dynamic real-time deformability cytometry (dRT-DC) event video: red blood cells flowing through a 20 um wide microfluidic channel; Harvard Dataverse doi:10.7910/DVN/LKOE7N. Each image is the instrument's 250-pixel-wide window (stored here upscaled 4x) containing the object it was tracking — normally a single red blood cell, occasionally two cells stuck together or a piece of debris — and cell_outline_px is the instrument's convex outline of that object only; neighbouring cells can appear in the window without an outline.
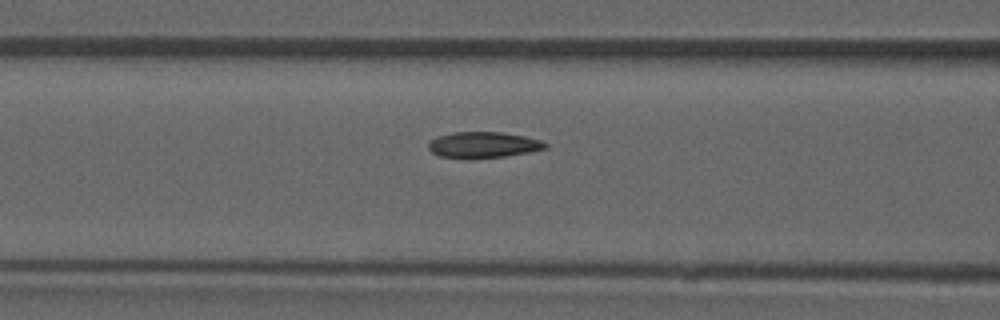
{"species": "common noctule bat (a hibernating species)", "species_latin": "Nyctalus noctula", "temperature_condition": "room temperature", "stored_images_in_passage": 36, "camera_frame_rate_fps": 3000, "um_per_image_px": 0.085, "animal": {"sex": "male", "forearm_length_mm": 52.5}, "frame": {"image": 1, "passage_image": 6, "time_ms": 1.667, "image_size_px": [1000, 320], "cell_outline_px": [[548, 148], [528, 152], [504, 156], [440, 156], [432, 152], [428, 148], [428, 144], [432, 140], [440, 136], [452, 132], [500, 132], [524, 136], [540, 140], [548, 144]], "centroid_in_image_um": [41.13, 12.27], "position_along_channel_um": 125.5, "area_um2": 16.88}, "authors_computed_cell_mechanics": {"area_um2": 17.5712, "velocity_mm_per_s": 3.8855, "shape_relaxation_time_tau1_ms": 6.7742, "shape_relaxation_time_tau2_ms": 1.3477, "deformation_change_tau1": 0.1787, "deformation_change_tau2": 0.0565}}